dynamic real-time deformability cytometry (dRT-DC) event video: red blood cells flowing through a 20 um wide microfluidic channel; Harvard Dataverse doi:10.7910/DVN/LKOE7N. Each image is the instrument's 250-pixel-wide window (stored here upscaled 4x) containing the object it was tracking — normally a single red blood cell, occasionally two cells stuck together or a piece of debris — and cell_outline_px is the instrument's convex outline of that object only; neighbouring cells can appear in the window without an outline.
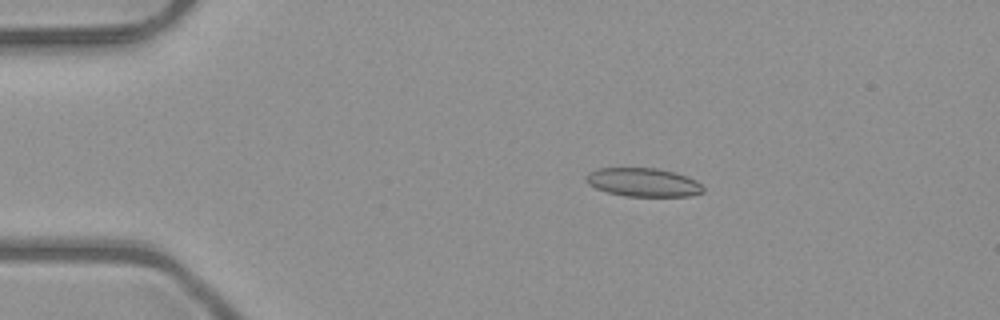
{"species": "common noctule bat (a hibernating species)", "species_latin": "Nyctalus noctula", "temperature_condition": "room temperature", "stored_images_in_passage": 50, "camera_frame_rate_fps": 3000, "um_per_image_px": 0.085, "animal": {"sex": "male", "body_mass_g": 23.1, "forearm_length_mm": 52.7}, "frame": {"image": 1, "passage_image": 9, "time_ms": 2.667, "image_size_px": [1000, 320], "cell_outline_px": [[704, 192], [688, 196], [624, 196], [608, 192], [596, 188], [588, 184], [584, 180], [584, 176], [588, 172], [596, 168], [656, 168], [676, 172], [696, 180], [704, 188]], "centroid_in_image_um": [54.64, 15.49], "position_along_channel_um": 30.4, "area_um2": 19.65}}
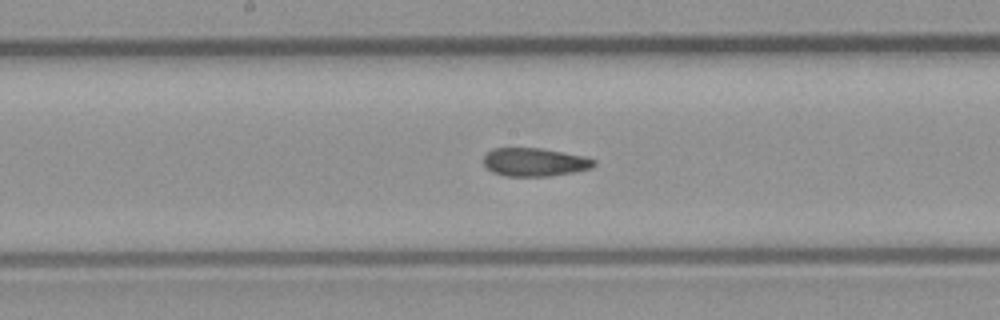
{"frame": {"image": 2, "passage_image": 26, "time_ms": 8.333, "image_size_px": [1000, 320], "cell_outline_px": [[596, 164], [592, 168], [572, 172], [548, 176], [504, 176], [492, 172], [484, 164], [484, 156], [492, 148], [540, 148], [564, 152], [584, 156], [596, 160]], "centroid_in_image_um": [45.45, 13.78], "position_along_channel_um": 202.8, "area_um2": 18.21}}
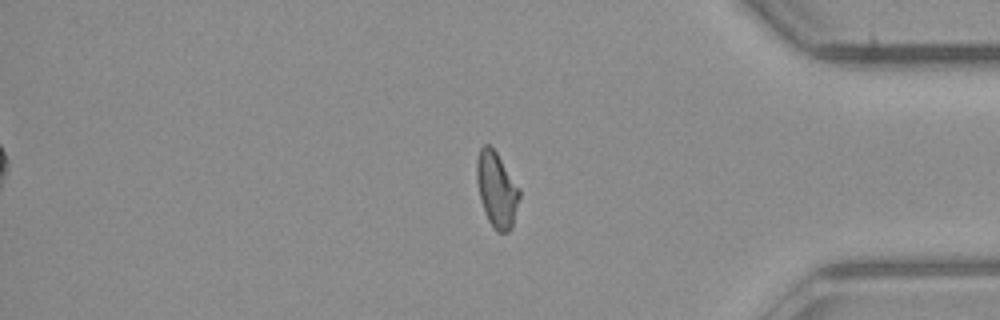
{"frame": {"image": 3, "passage_image": 42, "time_ms": 13.667, "image_size_px": [1000, 320], "cell_outline_px": [[520, 196], [512, 228], [508, 232], [496, 232], [488, 220], [484, 212], [476, 180], [476, 160], [480, 148], [484, 144], [488, 144], [496, 152], [520, 188]], "centroid_in_image_um": [42.21, 16.13], "position_along_channel_um": 393.0, "area_um2": 18.79}, "authors_computed_cell_mechanics": {"area_um2": 18.9873, "velocity_mm_per_s": 4.0364, "shape_relaxation_time_tau1_ms": 8.804, "shape_relaxation_time_tau2_ms": 2.3024, "deformation_change_tau1": 0.1974, "deformation_change_tau2": 0.1033}}